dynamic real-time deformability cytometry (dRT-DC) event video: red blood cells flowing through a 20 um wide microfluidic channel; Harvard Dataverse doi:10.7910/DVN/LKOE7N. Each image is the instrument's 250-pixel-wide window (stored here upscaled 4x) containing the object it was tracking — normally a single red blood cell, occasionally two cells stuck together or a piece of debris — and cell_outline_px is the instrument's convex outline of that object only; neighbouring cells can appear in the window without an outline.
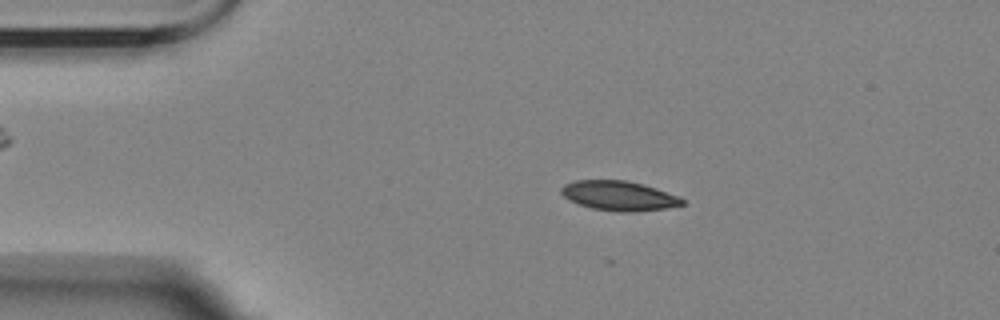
{"species": "Egyptian fruit bat (a non-hibernating species)", "species_latin": "Rousettus aegyptiacus", "temperature_condition": "room temperature", "stored_images_in_passage": 44, "camera_frame_rate_fps": 3000, "um_per_image_px": 0.085, "animal": {"sex": "female"}, "frame": {"image": 1, "passage_image": 10, "time_ms": 3.0, "image_size_px": [1000, 320], "cell_outline_px": [[684, 204], [664, 208], [632, 212], [616, 212], [592, 208], [568, 200], [560, 192], [560, 188], [564, 184], [576, 180], [628, 180], [644, 184], [680, 196], [684, 200]], "centroid_in_image_um": [52.6, 16.63], "position_along_channel_um": 32.4, "area_um2": 20.98}}
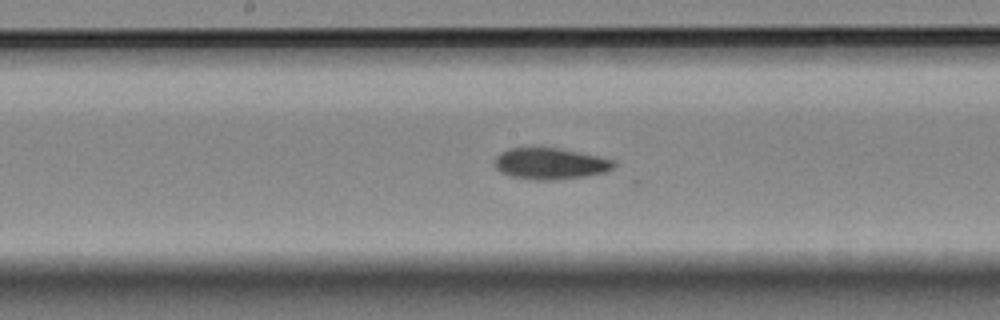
{"frame": {"image": 2, "passage_image": 28, "time_ms": 9.0, "image_size_px": [1000, 320], "cell_outline_px": [[616, 164], [612, 168], [604, 172], [588, 176], [552, 180], [536, 180], [508, 176], [500, 172], [496, 168], [492, 160], [500, 152], [508, 148], [556, 148], [616, 160]], "centroid_in_image_um": [46.71, 13.92], "position_along_channel_um": 201.5, "area_um2": 21.79}}
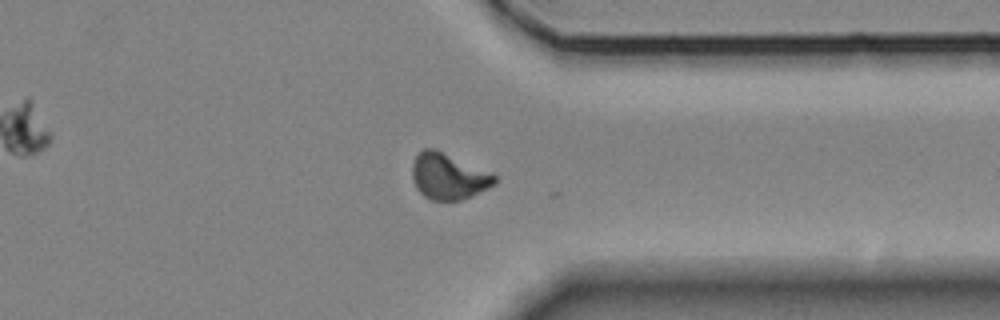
{"frame": {"image": 3, "passage_image": 43, "time_ms": 14.0, "image_size_px": [1000, 320], "cell_outline_px": [[496, 184], [488, 188], [460, 200], [432, 200], [424, 196], [416, 188], [412, 180], [412, 164], [416, 156], [424, 148], [436, 148], [492, 172], [496, 176]], "centroid_in_image_um": [38.11, 14.97], "position_along_channel_um": 373.3, "area_um2": 22.31}, "authors_computed_cell_mechanics": {"area_um2": 21.4438, "velocity_mm_per_s": 3.4946, "shape_relaxation_time_tau1_ms": null, "shape_relaxation_time_tau2_ms": 9.5411, "deformation_change_tau1": null, "deformation_change_tau2": 0.1276}}